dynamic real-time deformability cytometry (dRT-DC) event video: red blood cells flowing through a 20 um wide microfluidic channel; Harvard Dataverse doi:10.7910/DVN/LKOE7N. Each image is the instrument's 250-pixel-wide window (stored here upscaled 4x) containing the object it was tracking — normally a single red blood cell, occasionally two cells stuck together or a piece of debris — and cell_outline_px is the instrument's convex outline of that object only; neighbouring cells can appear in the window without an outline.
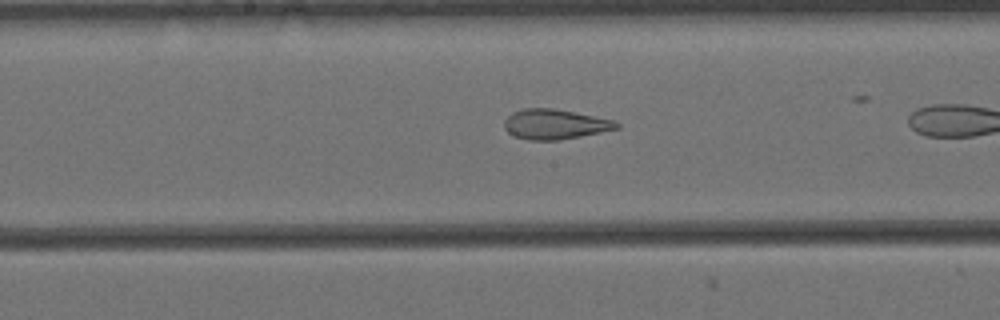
{"species": "Egyptian fruit bat (a non-hibernating species)", "species_latin": "Rousettus aegyptiacus", "temperature_condition": "cold", "stored_images_in_passage": 15, "camera_frame_rate_fps": 3000, "um_per_image_px": 0.085, "animal": {"sex": "female"}, "frame": {"image": 1, "passage_image": 13, "time_ms": 4.0, "image_size_px": [1000, 320], "cell_outline_px": [[620, 128], [580, 136], [556, 140], [528, 140], [516, 136], [508, 132], [504, 128], [504, 120], [512, 112], [524, 108], [552, 108], [616, 120], [620, 124]], "centroid_in_image_um": [47.17, 10.55], "position_along_channel_um": 201.0, "area_um2": 19.54}}